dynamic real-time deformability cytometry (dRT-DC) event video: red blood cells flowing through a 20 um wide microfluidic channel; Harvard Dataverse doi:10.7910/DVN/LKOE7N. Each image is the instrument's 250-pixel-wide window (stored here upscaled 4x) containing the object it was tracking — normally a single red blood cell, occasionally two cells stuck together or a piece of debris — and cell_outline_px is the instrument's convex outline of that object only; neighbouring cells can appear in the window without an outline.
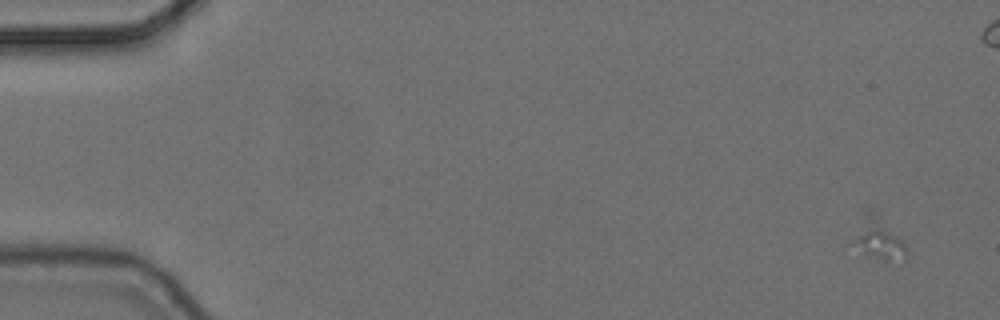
{"species": "common noctule bat (a hibernating species)", "species_latin": "Nyctalus noctula", "temperature_condition": "cold", "stored_images_in_passage": 4, "segment_of_instrument_passage": [2, 2], "camera_frame_rate_fps": 3000, "um_per_image_px": 0.085, "animal": {"sex": "female", "body_mass_g": 24.6, "forearm_length_mm": 56.2}, "frame": {"image": 1, "passage_image": 4, "time_ms": 1.0, "image_size_px": [1000, 320], "cell_outline_px": [[904, 252], [884, 260], [864, 252], [856, 244], [856, 240], [864, 212], [876, 212], [904, 244]], "centroid_in_image_um": [74.64, 20.2], "position_along_channel_um": 10.4, "area_um2": 10.75}}